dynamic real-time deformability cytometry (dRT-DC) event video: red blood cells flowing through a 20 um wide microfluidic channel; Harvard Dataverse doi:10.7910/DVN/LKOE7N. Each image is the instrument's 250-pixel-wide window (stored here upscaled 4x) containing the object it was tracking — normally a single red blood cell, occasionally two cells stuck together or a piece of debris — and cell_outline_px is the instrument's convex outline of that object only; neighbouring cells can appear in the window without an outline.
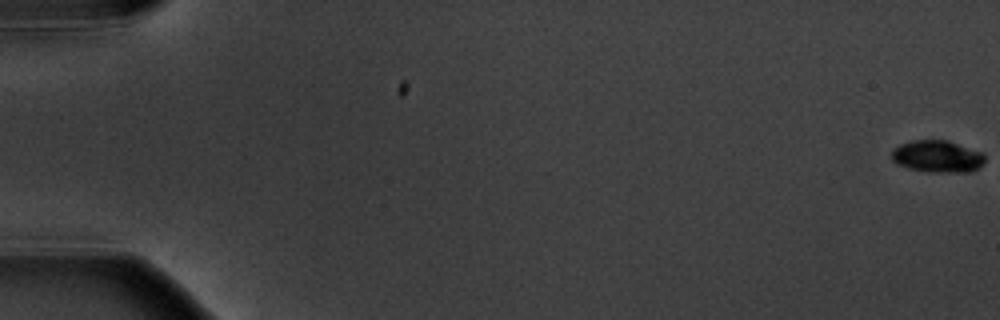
{"species": "common noctule bat (a hibernating species)", "species_latin": "Nyctalus noctula", "temperature_condition": "warm", "stored_images_in_passage": 3, "camera_frame_rate_fps": 3000, "um_per_image_px": 0.085, "animal": {"sex": "male", "body_mass_g": 20.1, "forearm_length_mm": 53.5}, "frame": {"image": 1, "passage_image": 1, "time_ms": 0.0, "image_size_px": [1000, 320], "cell_outline_px": [[984, 160], [976, 168], [968, 172], [932, 172], [908, 168], [896, 164], [892, 160], [892, 148], [900, 144], [912, 140], [948, 140], [984, 152]], "centroid_in_image_um": [79.65, 13.28], "position_along_channel_um": 5.4, "area_um2": 17.46}}